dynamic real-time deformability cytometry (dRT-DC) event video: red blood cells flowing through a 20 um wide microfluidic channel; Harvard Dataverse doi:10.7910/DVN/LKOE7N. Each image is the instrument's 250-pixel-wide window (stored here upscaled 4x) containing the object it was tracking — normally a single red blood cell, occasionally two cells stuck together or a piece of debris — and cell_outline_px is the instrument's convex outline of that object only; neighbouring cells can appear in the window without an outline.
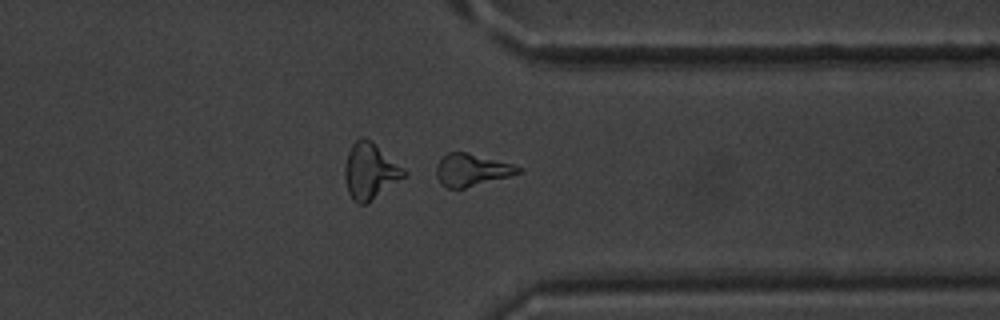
{"species": "common noctule bat (a hibernating species)", "species_latin": "Nyctalus noctula", "temperature_condition": "warm", "stored_images_in_passage": 37, "camera_frame_rate_fps": 3000, "um_per_image_px": 0.085, "animal": {"sex": "male", "body_mass_g": 20.1, "forearm_length_mm": 53.5}, "frame": {"image": 1, "passage_image": 27, "time_ms": 8.667, "image_size_px": [1000, 320], "cell_outline_px": [[524, 172], [464, 188], [448, 188], [440, 184], [436, 176], [436, 164], [448, 152], [468, 152], [512, 164], [520, 168]], "centroid_in_image_um": [40.06, 14.44], "position_along_channel_um": 371.3, "area_um2": 15.32}, "authors_computed_cell_mechanics": {"area_um2": 15.5482, "velocity_mm_per_s": 3.977, "shape_relaxation_time_tau1_ms": 6.3555, "shape_relaxation_time_tau2_ms": null, "deformation_change_tau1": 0.192, "deformation_change_tau2": null}}